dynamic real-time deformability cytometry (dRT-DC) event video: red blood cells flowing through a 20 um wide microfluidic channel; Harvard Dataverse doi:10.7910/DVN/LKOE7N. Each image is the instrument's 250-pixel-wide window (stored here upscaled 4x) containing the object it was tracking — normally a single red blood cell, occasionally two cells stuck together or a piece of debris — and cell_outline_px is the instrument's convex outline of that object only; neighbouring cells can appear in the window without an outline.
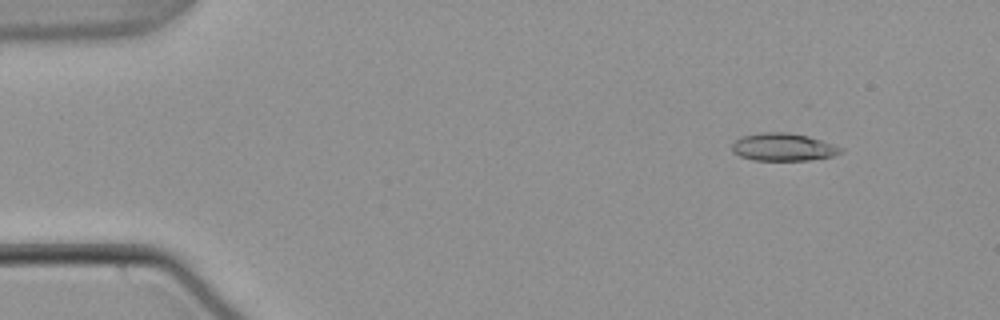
{"species": "common noctule bat (a hibernating species)", "species_latin": "Nyctalus noctula", "temperature_condition": "warm", "stored_images_in_passage": 54, "camera_frame_rate_fps": 3000, "um_per_image_px": 0.085, "animal": {"sex": "male", "body_mass_g": 21.5, "forearm_length_mm": 52.0}, "frame": {"image": 1, "passage_image": 6, "time_ms": 1.667, "image_size_px": [1000, 320], "cell_outline_px": [[844, 152], [832, 156], [808, 160], [752, 160], [740, 156], [732, 152], [732, 144], [736, 140], [744, 136], [760, 132], [788, 132], [808, 136], [844, 148]], "centroid_in_image_um": [66.57, 12.5], "position_along_channel_um": 18.4, "area_um2": 17.51}}
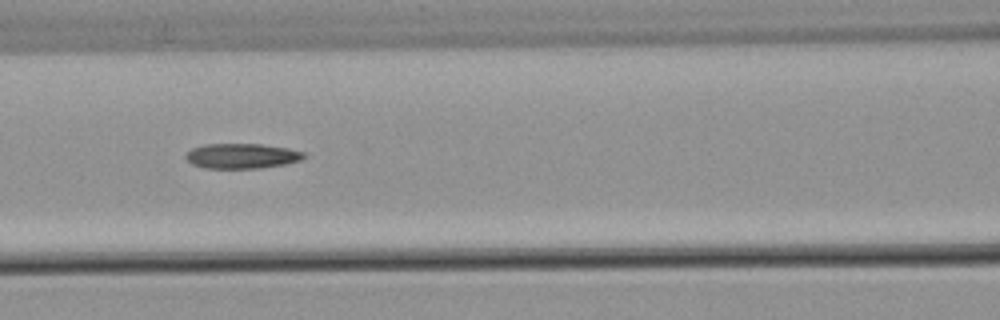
{"frame": {"image": 2, "passage_image": 24, "time_ms": 7.667, "image_size_px": [1000, 320], "cell_outline_px": [[308, 156], [300, 160], [284, 164], [260, 168], [204, 168], [192, 164], [184, 156], [192, 148], [204, 144], [260, 144], [288, 148], [304, 152]], "centroid_in_image_um": [20.56, 13.25], "position_along_channel_um": 146.0, "area_um2": 17.22}}
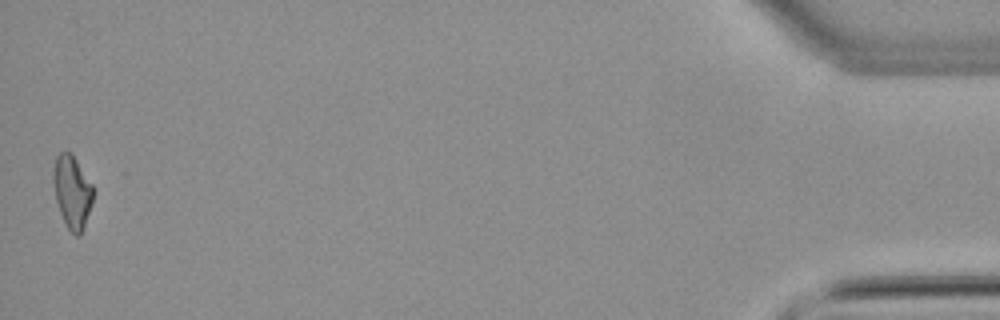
{"frame": {"image": 3, "passage_image": 54, "time_ms": 17.667, "image_size_px": [1000, 320], "cell_outline_px": [[92, 204], [80, 236], [76, 236], [68, 228], [60, 212], [56, 200], [52, 180], [52, 172], [56, 156], [60, 152], [72, 152], [92, 184]], "centroid_in_image_um": [6.11, 16.27], "position_along_channel_um": 429.1, "area_um2": 16.82}, "authors_computed_cell_mechanics": {"area_um2": 17.4556, "velocity_mm_per_s": 3.7871, "shape_relaxation_time_tau1_ms": null, "shape_relaxation_time_tau2_ms": 7.5832, "deformation_change_tau1": null, "deformation_change_tau2": 0.1776}}